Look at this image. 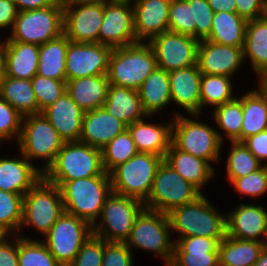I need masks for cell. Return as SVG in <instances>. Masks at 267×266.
I'll use <instances>...</instances> for the list:
<instances>
[{
  "label": "cell",
  "instance_id": "obj_41",
  "mask_svg": "<svg viewBox=\"0 0 267 266\" xmlns=\"http://www.w3.org/2000/svg\"><path fill=\"white\" fill-rule=\"evenodd\" d=\"M19 266H61L41 239L18 234Z\"/></svg>",
  "mask_w": 267,
  "mask_h": 266
},
{
  "label": "cell",
  "instance_id": "obj_53",
  "mask_svg": "<svg viewBox=\"0 0 267 266\" xmlns=\"http://www.w3.org/2000/svg\"><path fill=\"white\" fill-rule=\"evenodd\" d=\"M0 266H19L18 235H11L0 244Z\"/></svg>",
  "mask_w": 267,
  "mask_h": 266
},
{
  "label": "cell",
  "instance_id": "obj_10",
  "mask_svg": "<svg viewBox=\"0 0 267 266\" xmlns=\"http://www.w3.org/2000/svg\"><path fill=\"white\" fill-rule=\"evenodd\" d=\"M144 208L142 201L112 192L102 207L101 218L92 226L93 235L106 242L125 243Z\"/></svg>",
  "mask_w": 267,
  "mask_h": 266
},
{
  "label": "cell",
  "instance_id": "obj_6",
  "mask_svg": "<svg viewBox=\"0 0 267 266\" xmlns=\"http://www.w3.org/2000/svg\"><path fill=\"white\" fill-rule=\"evenodd\" d=\"M109 175L104 171L102 151L80 141L64 142L55 161L43 173L47 181H72Z\"/></svg>",
  "mask_w": 267,
  "mask_h": 266
},
{
  "label": "cell",
  "instance_id": "obj_28",
  "mask_svg": "<svg viewBox=\"0 0 267 266\" xmlns=\"http://www.w3.org/2000/svg\"><path fill=\"white\" fill-rule=\"evenodd\" d=\"M163 161L202 194L207 183L217 178L214 177L217 169L215 170L206 160L181 151L173 143L167 150Z\"/></svg>",
  "mask_w": 267,
  "mask_h": 266
},
{
  "label": "cell",
  "instance_id": "obj_20",
  "mask_svg": "<svg viewBox=\"0 0 267 266\" xmlns=\"http://www.w3.org/2000/svg\"><path fill=\"white\" fill-rule=\"evenodd\" d=\"M20 151L15 157H0V190L25 195L40 179L43 173Z\"/></svg>",
  "mask_w": 267,
  "mask_h": 266
},
{
  "label": "cell",
  "instance_id": "obj_36",
  "mask_svg": "<svg viewBox=\"0 0 267 266\" xmlns=\"http://www.w3.org/2000/svg\"><path fill=\"white\" fill-rule=\"evenodd\" d=\"M262 251L259 241L226 235L218 248L219 266H254Z\"/></svg>",
  "mask_w": 267,
  "mask_h": 266
},
{
  "label": "cell",
  "instance_id": "obj_25",
  "mask_svg": "<svg viewBox=\"0 0 267 266\" xmlns=\"http://www.w3.org/2000/svg\"><path fill=\"white\" fill-rule=\"evenodd\" d=\"M120 119L111 115L104 107L84 112L79 141L102 149L113 138L127 129Z\"/></svg>",
  "mask_w": 267,
  "mask_h": 266
},
{
  "label": "cell",
  "instance_id": "obj_4",
  "mask_svg": "<svg viewBox=\"0 0 267 266\" xmlns=\"http://www.w3.org/2000/svg\"><path fill=\"white\" fill-rule=\"evenodd\" d=\"M156 67V58L150 45L137 42L112 49L107 76L112 85L138 91Z\"/></svg>",
  "mask_w": 267,
  "mask_h": 266
},
{
  "label": "cell",
  "instance_id": "obj_26",
  "mask_svg": "<svg viewBox=\"0 0 267 266\" xmlns=\"http://www.w3.org/2000/svg\"><path fill=\"white\" fill-rule=\"evenodd\" d=\"M64 142L79 141L84 111L66 92L42 110Z\"/></svg>",
  "mask_w": 267,
  "mask_h": 266
},
{
  "label": "cell",
  "instance_id": "obj_3",
  "mask_svg": "<svg viewBox=\"0 0 267 266\" xmlns=\"http://www.w3.org/2000/svg\"><path fill=\"white\" fill-rule=\"evenodd\" d=\"M172 114V143L181 151L206 160L215 169L212 163L220 162L225 145L216 128L204 123L201 114H192L191 117L177 111Z\"/></svg>",
  "mask_w": 267,
  "mask_h": 266
},
{
  "label": "cell",
  "instance_id": "obj_1",
  "mask_svg": "<svg viewBox=\"0 0 267 266\" xmlns=\"http://www.w3.org/2000/svg\"><path fill=\"white\" fill-rule=\"evenodd\" d=\"M217 207L203 193L194 202L172 209L167 215L174 241L189 236L223 240L227 235L226 212Z\"/></svg>",
  "mask_w": 267,
  "mask_h": 266
},
{
  "label": "cell",
  "instance_id": "obj_2",
  "mask_svg": "<svg viewBox=\"0 0 267 266\" xmlns=\"http://www.w3.org/2000/svg\"><path fill=\"white\" fill-rule=\"evenodd\" d=\"M48 182L60 188L65 212L83 219L91 226L100 218L105 200L112 193L110 175Z\"/></svg>",
  "mask_w": 267,
  "mask_h": 266
},
{
  "label": "cell",
  "instance_id": "obj_24",
  "mask_svg": "<svg viewBox=\"0 0 267 266\" xmlns=\"http://www.w3.org/2000/svg\"><path fill=\"white\" fill-rule=\"evenodd\" d=\"M152 117L146 116L128 125L127 129L138 152L153 153L164 158L172 143L173 117L171 121L156 124L148 122Z\"/></svg>",
  "mask_w": 267,
  "mask_h": 266
},
{
  "label": "cell",
  "instance_id": "obj_55",
  "mask_svg": "<svg viewBox=\"0 0 267 266\" xmlns=\"http://www.w3.org/2000/svg\"><path fill=\"white\" fill-rule=\"evenodd\" d=\"M19 12L47 8L53 6L57 0H12Z\"/></svg>",
  "mask_w": 267,
  "mask_h": 266
},
{
  "label": "cell",
  "instance_id": "obj_34",
  "mask_svg": "<svg viewBox=\"0 0 267 266\" xmlns=\"http://www.w3.org/2000/svg\"><path fill=\"white\" fill-rule=\"evenodd\" d=\"M0 96L22 116L38 114V103L31 80L0 77Z\"/></svg>",
  "mask_w": 267,
  "mask_h": 266
},
{
  "label": "cell",
  "instance_id": "obj_35",
  "mask_svg": "<svg viewBox=\"0 0 267 266\" xmlns=\"http://www.w3.org/2000/svg\"><path fill=\"white\" fill-rule=\"evenodd\" d=\"M70 40L63 33L59 37L39 45L37 75L66 81V52Z\"/></svg>",
  "mask_w": 267,
  "mask_h": 266
},
{
  "label": "cell",
  "instance_id": "obj_23",
  "mask_svg": "<svg viewBox=\"0 0 267 266\" xmlns=\"http://www.w3.org/2000/svg\"><path fill=\"white\" fill-rule=\"evenodd\" d=\"M201 77L198 64L169 71L172 104H177L189 115L201 114Z\"/></svg>",
  "mask_w": 267,
  "mask_h": 266
},
{
  "label": "cell",
  "instance_id": "obj_37",
  "mask_svg": "<svg viewBox=\"0 0 267 266\" xmlns=\"http://www.w3.org/2000/svg\"><path fill=\"white\" fill-rule=\"evenodd\" d=\"M247 21L237 13L221 11L214 14L208 41L234 47H244Z\"/></svg>",
  "mask_w": 267,
  "mask_h": 266
},
{
  "label": "cell",
  "instance_id": "obj_42",
  "mask_svg": "<svg viewBox=\"0 0 267 266\" xmlns=\"http://www.w3.org/2000/svg\"><path fill=\"white\" fill-rule=\"evenodd\" d=\"M101 151L103 168L108 174L138 153L128 129L115 136Z\"/></svg>",
  "mask_w": 267,
  "mask_h": 266
},
{
  "label": "cell",
  "instance_id": "obj_64",
  "mask_svg": "<svg viewBox=\"0 0 267 266\" xmlns=\"http://www.w3.org/2000/svg\"><path fill=\"white\" fill-rule=\"evenodd\" d=\"M5 138L4 137H2L1 135H0V149L2 148V143L4 142L5 143ZM1 151V150H0Z\"/></svg>",
  "mask_w": 267,
  "mask_h": 266
},
{
  "label": "cell",
  "instance_id": "obj_46",
  "mask_svg": "<svg viewBox=\"0 0 267 266\" xmlns=\"http://www.w3.org/2000/svg\"><path fill=\"white\" fill-rule=\"evenodd\" d=\"M230 185L240 196L260 199L265 193L267 194V165H262L244 177L233 179Z\"/></svg>",
  "mask_w": 267,
  "mask_h": 266
},
{
  "label": "cell",
  "instance_id": "obj_14",
  "mask_svg": "<svg viewBox=\"0 0 267 266\" xmlns=\"http://www.w3.org/2000/svg\"><path fill=\"white\" fill-rule=\"evenodd\" d=\"M104 0L69 3L63 11V33L74 43H98Z\"/></svg>",
  "mask_w": 267,
  "mask_h": 266
},
{
  "label": "cell",
  "instance_id": "obj_56",
  "mask_svg": "<svg viewBox=\"0 0 267 266\" xmlns=\"http://www.w3.org/2000/svg\"><path fill=\"white\" fill-rule=\"evenodd\" d=\"M214 13L226 11L236 13L235 0H207Z\"/></svg>",
  "mask_w": 267,
  "mask_h": 266
},
{
  "label": "cell",
  "instance_id": "obj_43",
  "mask_svg": "<svg viewBox=\"0 0 267 266\" xmlns=\"http://www.w3.org/2000/svg\"><path fill=\"white\" fill-rule=\"evenodd\" d=\"M23 196L0 190V225L11 235H18L20 231Z\"/></svg>",
  "mask_w": 267,
  "mask_h": 266
},
{
  "label": "cell",
  "instance_id": "obj_60",
  "mask_svg": "<svg viewBox=\"0 0 267 266\" xmlns=\"http://www.w3.org/2000/svg\"><path fill=\"white\" fill-rule=\"evenodd\" d=\"M260 243L262 245L263 250H267V226L264 230V233H263V236H262Z\"/></svg>",
  "mask_w": 267,
  "mask_h": 266
},
{
  "label": "cell",
  "instance_id": "obj_39",
  "mask_svg": "<svg viewBox=\"0 0 267 266\" xmlns=\"http://www.w3.org/2000/svg\"><path fill=\"white\" fill-rule=\"evenodd\" d=\"M212 114L213 122L217 126L216 130L223 143H225V139L241 142L243 110L242 102L237 97L214 108ZM218 130L223 131V133Z\"/></svg>",
  "mask_w": 267,
  "mask_h": 266
},
{
  "label": "cell",
  "instance_id": "obj_11",
  "mask_svg": "<svg viewBox=\"0 0 267 266\" xmlns=\"http://www.w3.org/2000/svg\"><path fill=\"white\" fill-rule=\"evenodd\" d=\"M64 6L58 1L47 8L18 12L14 26L4 41L43 45L63 34Z\"/></svg>",
  "mask_w": 267,
  "mask_h": 266
},
{
  "label": "cell",
  "instance_id": "obj_18",
  "mask_svg": "<svg viewBox=\"0 0 267 266\" xmlns=\"http://www.w3.org/2000/svg\"><path fill=\"white\" fill-rule=\"evenodd\" d=\"M244 63L243 48L220 45L208 40L199 42L197 64L202 74L234 78L236 71Z\"/></svg>",
  "mask_w": 267,
  "mask_h": 266
},
{
  "label": "cell",
  "instance_id": "obj_58",
  "mask_svg": "<svg viewBox=\"0 0 267 266\" xmlns=\"http://www.w3.org/2000/svg\"><path fill=\"white\" fill-rule=\"evenodd\" d=\"M254 266H267V250H263Z\"/></svg>",
  "mask_w": 267,
  "mask_h": 266
},
{
  "label": "cell",
  "instance_id": "obj_63",
  "mask_svg": "<svg viewBox=\"0 0 267 266\" xmlns=\"http://www.w3.org/2000/svg\"><path fill=\"white\" fill-rule=\"evenodd\" d=\"M106 1L130 2V3L133 2V0H106Z\"/></svg>",
  "mask_w": 267,
  "mask_h": 266
},
{
  "label": "cell",
  "instance_id": "obj_8",
  "mask_svg": "<svg viewBox=\"0 0 267 266\" xmlns=\"http://www.w3.org/2000/svg\"><path fill=\"white\" fill-rule=\"evenodd\" d=\"M64 141L43 113L23 117L16 146L32 164L42 161L39 170L44 173L55 161Z\"/></svg>",
  "mask_w": 267,
  "mask_h": 266
},
{
  "label": "cell",
  "instance_id": "obj_30",
  "mask_svg": "<svg viewBox=\"0 0 267 266\" xmlns=\"http://www.w3.org/2000/svg\"><path fill=\"white\" fill-rule=\"evenodd\" d=\"M111 115L130 125L148 116L142 107L137 90L110 84L103 106Z\"/></svg>",
  "mask_w": 267,
  "mask_h": 266
},
{
  "label": "cell",
  "instance_id": "obj_27",
  "mask_svg": "<svg viewBox=\"0 0 267 266\" xmlns=\"http://www.w3.org/2000/svg\"><path fill=\"white\" fill-rule=\"evenodd\" d=\"M39 45L3 41L2 75L31 80L37 74Z\"/></svg>",
  "mask_w": 267,
  "mask_h": 266
},
{
  "label": "cell",
  "instance_id": "obj_52",
  "mask_svg": "<svg viewBox=\"0 0 267 266\" xmlns=\"http://www.w3.org/2000/svg\"><path fill=\"white\" fill-rule=\"evenodd\" d=\"M243 143L263 165H267V130L249 136Z\"/></svg>",
  "mask_w": 267,
  "mask_h": 266
},
{
  "label": "cell",
  "instance_id": "obj_9",
  "mask_svg": "<svg viewBox=\"0 0 267 266\" xmlns=\"http://www.w3.org/2000/svg\"><path fill=\"white\" fill-rule=\"evenodd\" d=\"M162 161L163 157L156 154L138 152L109 173L112 192L144 203L150 194L157 168Z\"/></svg>",
  "mask_w": 267,
  "mask_h": 266
},
{
  "label": "cell",
  "instance_id": "obj_13",
  "mask_svg": "<svg viewBox=\"0 0 267 266\" xmlns=\"http://www.w3.org/2000/svg\"><path fill=\"white\" fill-rule=\"evenodd\" d=\"M92 234L88 222L64 212L41 240L61 266H68Z\"/></svg>",
  "mask_w": 267,
  "mask_h": 266
},
{
  "label": "cell",
  "instance_id": "obj_50",
  "mask_svg": "<svg viewBox=\"0 0 267 266\" xmlns=\"http://www.w3.org/2000/svg\"><path fill=\"white\" fill-rule=\"evenodd\" d=\"M102 266H134L133 252L126 243L104 240Z\"/></svg>",
  "mask_w": 267,
  "mask_h": 266
},
{
  "label": "cell",
  "instance_id": "obj_57",
  "mask_svg": "<svg viewBox=\"0 0 267 266\" xmlns=\"http://www.w3.org/2000/svg\"><path fill=\"white\" fill-rule=\"evenodd\" d=\"M257 78L256 85L267 96V71L260 74Z\"/></svg>",
  "mask_w": 267,
  "mask_h": 266
},
{
  "label": "cell",
  "instance_id": "obj_61",
  "mask_svg": "<svg viewBox=\"0 0 267 266\" xmlns=\"http://www.w3.org/2000/svg\"><path fill=\"white\" fill-rule=\"evenodd\" d=\"M63 6L69 3H76V2H86V1H98V0H57Z\"/></svg>",
  "mask_w": 267,
  "mask_h": 266
},
{
  "label": "cell",
  "instance_id": "obj_7",
  "mask_svg": "<svg viewBox=\"0 0 267 266\" xmlns=\"http://www.w3.org/2000/svg\"><path fill=\"white\" fill-rule=\"evenodd\" d=\"M65 212L60 188L44 177L23 196L22 222L18 234L30 227L44 237Z\"/></svg>",
  "mask_w": 267,
  "mask_h": 266
},
{
  "label": "cell",
  "instance_id": "obj_51",
  "mask_svg": "<svg viewBox=\"0 0 267 266\" xmlns=\"http://www.w3.org/2000/svg\"><path fill=\"white\" fill-rule=\"evenodd\" d=\"M236 13L246 21L267 15V0H235Z\"/></svg>",
  "mask_w": 267,
  "mask_h": 266
},
{
  "label": "cell",
  "instance_id": "obj_59",
  "mask_svg": "<svg viewBox=\"0 0 267 266\" xmlns=\"http://www.w3.org/2000/svg\"><path fill=\"white\" fill-rule=\"evenodd\" d=\"M11 234L0 225V244L3 243L6 239H8Z\"/></svg>",
  "mask_w": 267,
  "mask_h": 266
},
{
  "label": "cell",
  "instance_id": "obj_49",
  "mask_svg": "<svg viewBox=\"0 0 267 266\" xmlns=\"http://www.w3.org/2000/svg\"><path fill=\"white\" fill-rule=\"evenodd\" d=\"M214 12L207 0H193V23H195V39L206 40L212 29Z\"/></svg>",
  "mask_w": 267,
  "mask_h": 266
},
{
  "label": "cell",
  "instance_id": "obj_5",
  "mask_svg": "<svg viewBox=\"0 0 267 266\" xmlns=\"http://www.w3.org/2000/svg\"><path fill=\"white\" fill-rule=\"evenodd\" d=\"M125 243L133 253L134 249L152 252L164 261V266H169L173 258L175 241L168 215L144 208L136 217Z\"/></svg>",
  "mask_w": 267,
  "mask_h": 266
},
{
  "label": "cell",
  "instance_id": "obj_16",
  "mask_svg": "<svg viewBox=\"0 0 267 266\" xmlns=\"http://www.w3.org/2000/svg\"><path fill=\"white\" fill-rule=\"evenodd\" d=\"M137 42L132 3L104 0V18L98 43L114 49Z\"/></svg>",
  "mask_w": 267,
  "mask_h": 266
},
{
  "label": "cell",
  "instance_id": "obj_21",
  "mask_svg": "<svg viewBox=\"0 0 267 266\" xmlns=\"http://www.w3.org/2000/svg\"><path fill=\"white\" fill-rule=\"evenodd\" d=\"M227 235L241 240L261 241L267 226V209L260 203H240L226 213Z\"/></svg>",
  "mask_w": 267,
  "mask_h": 266
},
{
  "label": "cell",
  "instance_id": "obj_19",
  "mask_svg": "<svg viewBox=\"0 0 267 266\" xmlns=\"http://www.w3.org/2000/svg\"><path fill=\"white\" fill-rule=\"evenodd\" d=\"M171 0H133L135 37L138 42L169 31Z\"/></svg>",
  "mask_w": 267,
  "mask_h": 266
},
{
  "label": "cell",
  "instance_id": "obj_45",
  "mask_svg": "<svg viewBox=\"0 0 267 266\" xmlns=\"http://www.w3.org/2000/svg\"><path fill=\"white\" fill-rule=\"evenodd\" d=\"M38 103V113L66 93V81L35 75L31 79Z\"/></svg>",
  "mask_w": 267,
  "mask_h": 266
},
{
  "label": "cell",
  "instance_id": "obj_22",
  "mask_svg": "<svg viewBox=\"0 0 267 266\" xmlns=\"http://www.w3.org/2000/svg\"><path fill=\"white\" fill-rule=\"evenodd\" d=\"M222 240L202 236L179 238L169 266H219L218 248Z\"/></svg>",
  "mask_w": 267,
  "mask_h": 266
},
{
  "label": "cell",
  "instance_id": "obj_29",
  "mask_svg": "<svg viewBox=\"0 0 267 266\" xmlns=\"http://www.w3.org/2000/svg\"><path fill=\"white\" fill-rule=\"evenodd\" d=\"M109 85L107 74L76 78L66 81V92L87 112L104 106Z\"/></svg>",
  "mask_w": 267,
  "mask_h": 266
},
{
  "label": "cell",
  "instance_id": "obj_40",
  "mask_svg": "<svg viewBox=\"0 0 267 266\" xmlns=\"http://www.w3.org/2000/svg\"><path fill=\"white\" fill-rule=\"evenodd\" d=\"M230 148L226 158V179L230 183L233 179L244 177L258 170L263 164L249 151L243 142L230 141Z\"/></svg>",
  "mask_w": 267,
  "mask_h": 266
},
{
  "label": "cell",
  "instance_id": "obj_44",
  "mask_svg": "<svg viewBox=\"0 0 267 266\" xmlns=\"http://www.w3.org/2000/svg\"><path fill=\"white\" fill-rule=\"evenodd\" d=\"M169 31L195 38V23H193V0L170 1Z\"/></svg>",
  "mask_w": 267,
  "mask_h": 266
},
{
  "label": "cell",
  "instance_id": "obj_17",
  "mask_svg": "<svg viewBox=\"0 0 267 266\" xmlns=\"http://www.w3.org/2000/svg\"><path fill=\"white\" fill-rule=\"evenodd\" d=\"M112 48L99 43L69 41L66 52V81L108 73Z\"/></svg>",
  "mask_w": 267,
  "mask_h": 266
},
{
  "label": "cell",
  "instance_id": "obj_15",
  "mask_svg": "<svg viewBox=\"0 0 267 266\" xmlns=\"http://www.w3.org/2000/svg\"><path fill=\"white\" fill-rule=\"evenodd\" d=\"M199 42L192 36L167 31L147 43L154 52L157 67L169 72L197 64Z\"/></svg>",
  "mask_w": 267,
  "mask_h": 266
},
{
  "label": "cell",
  "instance_id": "obj_38",
  "mask_svg": "<svg viewBox=\"0 0 267 266\" xmlns=\"http://www.w3.org/2000/svg\"><path fill=\"white\" fill-rule=\"evenodd\" d=\"M228 76L202 74L200 81L201 115L205 108L212 110L226 102L234 100L233 80ZM236 95V96H235Z\"/></svg>",
  "mask_w": 267,
  "mask_h": 266
},
{
  "label": "cell",
  "instance_id": "obj_47",
  "mask_svg": "<svg viewBox=\"0 0 267 266\" xmlns=\"http://www.w3.org/2000/svg\"><path fill=\"white\" fill-rule=\"evenodd\" d=\"M23 117L0 96V135L6 142H18ZM15 139V140H14Z\"/></svg>",
  "mask_w": 267,
  "mask_h": 266
},
{
  "label": "cell",
  "instance_id": "obj_48",
  "mask_svg": "<svg viewBox=\"0 0 267 266\" xmlns=\"http://www.w3.org/2000/svg\"><path fill=\"white\" fill-rule=\"evenodd\" d=\"M104 240L91 235L68 266H102Z\"/></svg>",
  "mask_w": 267,
  "mask_h": 266
},
{
  "label": "cell",
  "instance_id": "obj_31",
  "mask_svg": "<svg viewBox=\"0 0 267 266\" xmlns=\"http://www.w3.org/2000/svg\"><path fill=\"white\" fill-rule=\"evenodd\" d=\"M243 58L245 64L249 59L256 77L267 71V15L247 21Z\"/></svg>",
  "mask_w": 267,
  "mask_h": 266
},
{
  "label": "cell",
  "instance_id": "obj_33",
  "mask_svg": "<svg viewBox=\"0 0 267 266\" xmlns=\"http://www.w3.org/2000/svg\"><path fill=\"white\" fill-rule=\"evenodd\" d=\"M242 94L237 97L242 102L243 110L241 142L267 130V96L258 86Z\"/></svg>",
  "mask_w": 267,
  "mask_h": 266
},
{
  "label": "cell",
  "instance_id": "obj_62",
  "mask_svg": "<svg viewBox=\"0 0 267 266\" xmlns=\"http://www.w3.org/2000/svg\"><path fill=\"white\" fill-rule=\"evenodd\" d=\"M2 64H3V41L0 40V77L2 76Z\"/></svg>",
  "mask_w": 267,
  "mask_h": 266
},
{
  "label": "cell",
  "instance_id": "obj_12",
  "mask_svg": "<svg viewBox=\"0 0 267 266\" xmlns=\"http://www.w3.org/2000/svg\"><path fill=\"white\" fill-rule=\"evenodd\" d=\"M201 195L195 186L162 161L144 206L146 209L168 214L176 207L194 202Z\"/></svg>",
  "mask_w": 267,
  "mask_h": 266
},
{
  "label": "cell",
  "instance_id": "obj_54",
  "mask_svg": "<svg viewBox=\"0 0 267 266\" xmlns=\"http://www.w3.org/2000/svg\"><path fill=\"white\" fill-rule=\"evenodd\" d=\"M18 12L12 0H0V30L10 28L9 31L11 32Z\"/></svg>",
  "mask_w": 267,
  "mask_h": 266
},
{
  "label": "cell",
  "instance_id": "obj_32",
  "mask_svg": "<svg viewBox=\"0 0 267 266\" xmlns=\"http://www.w3.org/2000/svg\"><path fill=\"white\" fill-rule=\"evenodd\" d=\"M144 112L156 116L171 105L169 72L156 67L138 90Z\"/></svg>",
  "mask_w": 267,
  "mask_h": 266
}]
</instances>
